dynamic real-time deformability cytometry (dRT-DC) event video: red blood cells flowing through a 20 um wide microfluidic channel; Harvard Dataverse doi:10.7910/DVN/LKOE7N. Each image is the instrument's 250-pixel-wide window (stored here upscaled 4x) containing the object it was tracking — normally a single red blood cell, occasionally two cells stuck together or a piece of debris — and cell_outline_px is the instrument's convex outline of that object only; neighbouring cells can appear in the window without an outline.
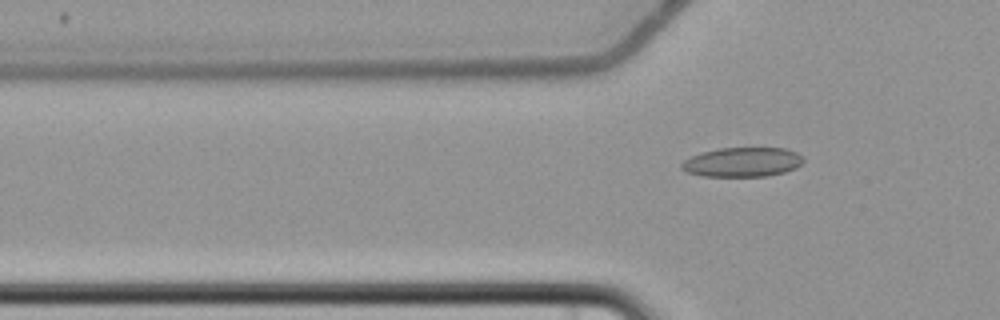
{"species": "common noctule bat (a hibernating species)", "species_latin": "Nyctalus noctula", "temperature_condition": "cold", "stored_images_in_passage": 5, "camera_frame_rate_fps": 3000, "um_per_image_px": 0.085, "animal": {"sex": "female", "body_mass_g": 22.7, "forearm_length_mm": 54.2}, "frame": {"image": 1, "passage_image": 5, "time_ms": 4.667, "image_size_px": [1000, 320], "cell_outline_px": [[804, 160], [796, 168], [784, 172], [768, 176], [704, 176], [688, 172], [680, 168], [680, 164], [684, 160], [692, 156], [704, 152], [720, 148], [784, 148], [796, 152], [804, 156]], "centroid_in_image_um": [63.13, 13.78], "position_along_channel_um": 62.7, "area_um2": 20.81}}